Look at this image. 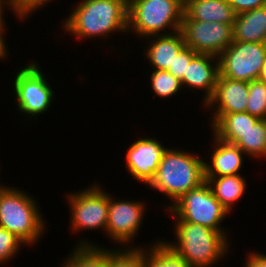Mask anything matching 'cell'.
Instances as JSON below:
<instances>
[{
  "instance_id": "obj_14",
  "label": "cell",
  "mask_w": 266,
  "mask_h": 267,
  "mask_svg": "<svg viewBox=\"0 0 266 267\" xmlns=\"http://www.w3.org/2000/svg\"><path fill=\"white\" fill-rule=\"evenodd\" d=\"M218 76V57L210 54L197 53L192 58L186 73L180 81L183 90L187 88L193 92L197 90L204 92L201 102V106H203L214 94Z\"/></svg>"
},
{
  "instance_id": "obj_32",
  "label": "cell",
  "mask_w": 266,
  "mask_h": 267,
  "mask_svg": "<svg viewBox=\"0 0 266 267\" xmlns=\"http://www.w3.org/2000/svg\"><path fill=\"white\" fill-rule=\"evenodd\" d=\"M4 14L5 10L0 14V60L2 61V59L5 61L6 59H8L7 56H9V50L7 47V43H6V38L4 37L5 33H6V21L4 20ZM6 58V59H5Z\"/></svg>"
},
{
  "instance_id": "obj_4",
  "label": "cell",
  "mask_w": 266,
  "mask_h": 267,
  "mask_svg": "<svg viewBox=\"0 0 266 267\" xmlns=\"http://www.w3.org/2000/svg\"><path fill=\"white\" fill-rule=\"evenodd\" d=\"M23 190L5 185L0 191V227L29 247L37 245L45 234L47 221L34 196Z\"/></svg>"
},
{
  "instance_id": "obj_11",
  "label": "cell",
  "mask_w": 266,
  "mask_h": 267,
  "mask_svg": "<svg viewBox=\"0 0 266 267\" xmlns=\"http://www.w3.org/2000/svg\"><path fill=\"white\" fill-rule=\"evenodd\" d=\"M185 45L196 53L218 57L233 41L232 25L190 20L185 14L181 26Z\"/></svg>"
},
{
  "instance_id": "obj_33",
  "label": "cell",
  "mask_w": 266,
  "mask_h": 267,
  "mask_svg": "<svg viewBox=\"0 0 266 267\" xmlns=\"http://www.w3.org/2000/svg\"><path fill=\"white\" fill-rule=\"evenodd\" d=\"M259 80L263 81L266 84V58L262 65V70L259 76Z\"/></svg>"
},
{
  "instance_id": "obj_35",
  "label": "cell",
  "mask_w": 266,
  "mask_h": 267,
  "mask_svg": "<svg viewBox=\"0 0 266 267\" xmlns=\"http://www.w3.org/2000/svg\"><path fill=\"white\" fill-rule=\"evenodd\" d=\"M1 170V169H0ZM1 173V172H0ZM1 179V178H0ZM5 186L2 185V183L0 184V191L4 188Z\"/></svg>"
},
{
  "instance_id": "obj_1",
  "label": "cell",
  "mask_w": 266,
  "mask_h": 267,
  "mask_svg": "<svg viewBox=\"0 0 266 267\" xmlns=\"http://www.w3.org/2000/svg\"><path fill=\"white\" fill-rule=\"evenodd\" d=\"M128 12L125 0H81L61 21V28L75 40H107L117 32L128 35Z\"/></svg>"
},
{
  "instance_id": "obj_29",
  "label": "cell",
  "mask_w": 266,
  "mask_h": 267,
  "mask_svg": "<svg viewBox=\"0 0 266 267\" xmlns=\"http://www.w3.org/2000/svg\"><path fill=\"white\" fill-rule=\"evenodd\" d=\"M196 54L197 53L190 47L185 46L176 56L172 66H170L167 71L173 74L179 80H181L183 78V75L186 73V70L192 58Z\"/></svg>"
},
{
  "instance_id": "obj_30",
  "label": "cell",
  "mask_w": 266,
  "mask_h": 267,
  "mask_svg": "<svg viewBox=\"0 0 266 267\" xmlns=\"http://www.w3.org/2000/svg\"><path fill=\"white\" fill-rule=\"evenodd\" d=\"M236 15L266 5V0H229Z\"/></svg>"
},
{
  "instance_id": "obj_20",
  "label": "cell",
  "mask_w": 266,
  "mask_h": 267,
  "mask_svg": "<svg viewBox=\"0 0 266 267\" xmlns=\"http://www.w3.org/2000/svg\"><path fill=\"white\" fill-rule=\"evenodd\" d=\"M79 239L71 253L59 267H109L111 248L97 245L85 238ZM83 239V240H82ZM88 240V241H87Z\"/></svg>"
},
{
  "instance_id": "obj_8",
  "label": "cell",
  "mask_w": 266,
  "mask_h": 267,
  "mask_svg": "<svg viewBox=\"0 0 266 267\" xmlns=\"http://www.w3.org/2000/svg\"><path fill=\"white\" fill-rule=\"evenodd\" d=\"M182 221L199 224L220 233H229L222 222L230 213L215 198L205 181L199 187L186 192L168 210Z\"/></svg>"
},
{
  "instance_id": "obj_18",
  "label": "cell",
  "mask_w": 266,
  "mask_h": 267,
  "mask_svg": "<svg viewBox=\"0 0 266 267\" xmlns=\"http://www.w3.org/2000/svg\"><path fill=\"white\" fill-rule=\"evenodd\" d=\"M233 41L266 43V5L236 15Z\"/></svg>"
},
{
  "instance_id": "obj_26",
  "label": "cell",
  "mask_w": 266,
  "mask_h": 267,
  "mask_svg": "<svg viewBox=\"0 0 266 267\" xmlns=\"http://www.w3.org/2000/svg\"><path fill=\"white\" fill-rule=\"evenodd\" d=\"M111 248L109 267H146L145 257L138 248Z\"/></svg>"
},
{
  "instance_id": "obj_24",
  "label": "cell",
  "mask_w": 266,
  "mask_h": 267,
  "mask_svg": "<svg viewBox=\"0 0 266 267\" xmlns=\"http://www.w3.org/2000/svg\"><path fill=\"white\" fill-rule=\"evenodd\" d=\"M149 80L154 95L161 99L175 97L183 89L181 81L167 70L152 69Z\"/></svg>"
},
{
  "instance_id": "obj_3",
  "label": "cell",
  "mask_w": 266,
  "mask_h": 267,
  "mask_svg": "<svg viewBox=\"0 0 266 267\" xmlns=\"http://www.w3.org/2000/svg\"><path fill=\"white\" fill-rule=\"evenodd\" d=\"M174 220L173 231L176 240L166 243L180 254L191 267H213L222 263L229 253V233H220L205 226L182 221L167 213ZM218 262V263H217Z\"/></svg>"
},
{
  "instance_id": "obj_25",
  "label": "cell",
  "mask_w": 266,
  "mask_h": 267,
  "mask_svg": "<svg viewBox=\"0 0 266 267\" xmlns=\"http://www.w3.org/2000/svg\"><path fill=\"white\" fill-rule=\"evenodd\" d=\"M248 93L245 112L258 119H266V84L259 79L250 81Z\"/></svg>"
},
{
  "instance_id": "obj_2",
  "label": "cell",
  "mask_w": 266,
  "mask_h": 267,
  "mask_svg": "<svg viewBox=\"0 0 266 267\" xmlns=\"http://www.w3.org/2000/svg\"><path fill=\"white\" fill-rule=\"evenodd\" d=\"M201 157L182 148L168 147L164 152L154 179L147 186L170 199L168 204H164V209L168 210L186 192L205 182V159Z\"/></svg>"
},
{
  "instance_id": "obj_13",
  "label": "cell",
  "mask_w": 266,
  "mask_h": 267,
  "mask_svg": "<svg viewBox=\"0 0 266 267\" xmlns=\"http://www.w3.org/2000/svg\"><path fill=\"white\" fill-rule=\"evenodd\" d=\"M248 96V82L232 80L219 75L214 94L202 107L210 109L212 112L210 116L245 112Z\"/></svg>"
},
{
  "instance_id": "obj_28",
  "label": "cell",
  "mask_w": 266,
  "mask_h": 267,
  "mask_svg": "<svg viewBox=\"0 0 266 267\" xmlns=\"http://www.w3.org/2000/svg\"><path fill=\"white\" fill-rule=\"evenodd\" d=\"M52 0H5L6 6L9 11H13L16 15L15 17L19 19V22L22 20H28V17L34 14L36 11H39L50 3ZM54 1V0H53Z\"/></svg>"
},
{
  "instance_id": "obj_23",
  "label": "cell",
  "mask_w": 266,
  "mask_h": 267,
  "mask_svg": "<svg viewBox=\"0 0 266 267\" xmlns=\"http://www.w3.org/2000/svg\"><path fill=\"white\" fill-rule=\"evenodd\" d=\"M248 158L266 160V119H259L235 143ZM260 157V158H259Z\"/></svg>"
},
{
  "instance_id": "obj_15",
  "label": "cell",
  "mask_w": 266,
  "mask_h": 267,
  "mask_svg": "<svg viewBox=\"0 0 266 267\" xmlns=\"http://www.w3.org/2000/svg\"><path fill=\"white\" fill-rule=\"evenodd\" d=\"M212 150L209 161L204 160V177H220L241 174L244 156L247 155L235 144L219 140L212 134Z\"/></svg>"
},
{
  "instance_id": "obj_7",
  "label": "cell",
  "mask_w": 266,
  "mask_h": 267,
  "mask_svg": "<svg viewBox=\"0 0 266 267\" xmlns=\"http://www.w3.org/2000/svg\"><path fill=\"white\" fill-rule=\"evenodd\" d=\"M101 184L93 183L87 188L66 194L70 211V229L73 234L82 230H98L106 233L109 213V193ZM104 189V190H103ZM68 196V197H67ZM101 229V230H99Z\"/></svg>"
},
{
  "instance_id": "obj_31",
  "label": "cell",
  "mask_w": 266,
  "mask_h": 267,
  "mask_svg": "<svg viewBox=\"0 0 266 267\" xmlns=\"http://www.w3.org/2000/svg\"><path fill=\"white\" fill-rule=\"evenodd\" d=\"M243 267H266V254L260 252H249L245 257Z\"/></svg>"
},
{
  "instance_id": "obj_19",
  "label": "cell",
  "mask_w": 266,
  "mask_h": 267,
  "mask_svg": "<svg viewBox=\"0 0 266 267\" xmlns=\"http://www.w3.org/2000/svg\"><path fill=\"white\" fill-rule=\"evenodd\" d=\"M210 130L219 140L235 144L242 135L259 119L247 112L225 114L224 116H210Z\"/></svg>"
},
{
  "instance_id": "obj_6",
  "label": "cell",
  "mask_w": 266,
  "mask_h": 267,
  "mask_svg": "<svg viewBox=\"0 0 266 267\" xmlns=\"http://www.w3.org/2000/svg\"><path fill=\"white\" fill-rule=\"evenodd\" d=\"M37 63L39 62H29L16 72L15 78H12L16 110L30 120L38 119L40 114L49 111L56 96Z\"/></svg>"
},
{
  "instance_id": "obj_34",
  "label": "cell",
  "mask_w": 266,
  "mask_h": 267,
  "mask_svg": "<svg viewBox=\"0 0 266 267\" xmlns=\"http://www.w3.org/2000/svg\"><path fill=\"white\" fill-rule=\"evenodd\" d=\"M7 9L5 0H0V14Z\"/></svg>"
},
{
  "instance_id": "obj_36",
  "label": "cell",
  "mask_w": 266,
  "mask_h": 267,
  "mask_svg": "<svg viewBox=\"0 0 266 267\" xmlns=\"http://www.w3.org/2000/svg\"><path fill=\"white\" fill-rule=\"evenodd\" d=\"M128 4L132 1V0H125Z\"/></svg>"
},
{
  "instance_id": "obj_12",
  "label": "cell",
  "mask_w": 266,
  "mask_h": 267,
  "mask_svg": "<svg viewBox=\"0 0 266 267\" xmlns=\"http://www.w3.org/2000/svg\"><path fill=\"white\" fill-rule=\"evenodd\" d=\"M128 146L125 155L127 173L132 176V179L146 184L147 187L154 179L163 154L168 147L151 136L138 138Z\"/></svg>"
},
{
  "instance_id": "obj_10",
  "label": "cell",
  "mask_w": 266,
  "mask_h": 267,
  "mask_svg": "<svg viewBox=\"0 0 266 267\" xmlns=\"http://www.w3.org/2000/svg\"><path fill=\"white\" fill-rule=\"evenodd\" d=\"M266 58V43H232L218 56L219 75L232 80H258Z\"/></svg>"
},
{
  "instance_id": "obj_16",
  "label": "cell",
  "mask_w": 266,
  "mask_h": 267,
  "mask_svg": "<svg viewBox=\"0 0 266 267\" xmlns=\"http://www.w3.org/2000/svg\"><path fill=\"white\" fill-rule=\"evenodd\" d=\"M147 40L144 57L155 70H167L179 52L186 46L181 30L171 34H161L145 38Z\"/></svg>"
},
{
  "instance_id": "obj_9",
  "label": "cell",
  "mask_w": 266,
  "mask_h": 267,
  "mask_svg": "<svg viewBox=\"0 0 266 267\" xmlns=\"http://www.w3.org/2000/svg\"><path fill=\"white\" fill-rule=\"evenodd\" d=\"M146 207L148 208V205L143 200H118L117 197L115 199L112 194H109V213L105 236L112 239L113 244L122 246V249L139 248L140 245L134 244V238L139 235L143 226L142 221L147 212Z\"/></svg>"
},
{
  "instance_id": "obj_22",
  "label": "cell",
  "mask_w": 266,
  "mask_h": 267,
  "mask_svg": "<svg viewBox=\"0 0 266 267\" xmlns=\"http://www.w3.org/2000/svg\"><path fill=\"white\" fill-rule=\"evenodd\" d=\"M165 240L159 239L147 247L138 248L145 257L146 267H191Z\"/></svg>"
},
{
  "instance_id": "obj_21",
  "label": "cell",
  "mask_w": 266,
  "mask_h": 267,
  "mask_svg": "<svg viewBox=\"0 0 266 267\" xmlns=\"http://www.w3.org/2000/svg\"><path fill=\"white\" fill-rule=\"evenodd\" d=\"M205 181L210 185L215 198L229 213L247 189L246 178L241 174L205 177Z\"/></svg>"
},
{
  "instance_id": "obj_5",
  "label": "cell",
  "mask_w": 266,
  "mask_h": 267,
  "mask_svg": "<svg viewBox=\"0 0 266 267\" xmlns=\"http://www.w3.org/2000/svg\"><path fill=\"white\" fill-rule=\"evenodd\" d=\"M128 11V34L142 39L171 34L181 30L184 0H132Z\"/></svg>"
},
{
  "instance_id": "obj_27",
  "label": "cell",
  "mask_w": 266,
  "mask_h": 267,
  "mask_svg": "<svg viewBox=\"0 0 266 267\" xmlns=\"http://www.w3.org/2000/svg\"><path fill=\"white\" fill-rule=\"evenodd\" d=\"M26 246L14 234L0 227V264L8 263L15 259L17 254Z\"/></svg>"
},
{
  "instance_id": "obj_17",
  "label": "cell",
  "mask_w": 266,
  "mask_h": 267,
  "mask_svg": "<svg viewBox=\"0 0 266 267\" xmlns=\"http://www.w3.org/2000/svg\"><path fill=\"white\" fill-rule=\"evenodd\" d=\"M184 14L190 20L229 25L236 17L229 0H184Z\"/></svg>"
}]
</instances>
